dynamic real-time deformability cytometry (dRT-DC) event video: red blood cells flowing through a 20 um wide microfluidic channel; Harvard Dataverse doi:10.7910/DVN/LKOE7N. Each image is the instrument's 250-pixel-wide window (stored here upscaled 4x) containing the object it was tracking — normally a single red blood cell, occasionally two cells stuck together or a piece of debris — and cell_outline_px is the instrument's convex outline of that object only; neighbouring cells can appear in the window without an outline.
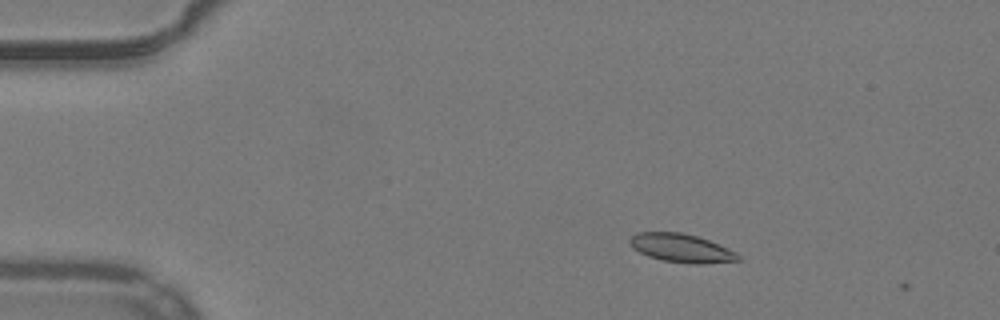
{"species": "common noctule bat (a hibernating species)", "species_latin": "Nyctalus noctula", "temperature_condition": "warm", "stored_images_in_passage": 8, "camera_frame_rate_fps": 3000, "um_per_image_px": 0.085, "animal": {"sex": "male", "body_mass_g": 19.2, "forearm_length_mm": 51.8}, "frame": {"image": 1, "passage_image": 3, "time_ms": 0.667, "image_size_px": [1000, 320], "cell_outline_px": [[740, 260], [704, 264], [692, 264], [660, 260], [648, 256], [632, 248], [628, 240], [636, 232], [680, 232], [696, 236], [708, 240], [728, 248], [736, 252], [740, 256]], "centroid_in_image_um": [57.9, 21.09], "position_along_channel_um": 27.1, "area_um2": 18.03}}